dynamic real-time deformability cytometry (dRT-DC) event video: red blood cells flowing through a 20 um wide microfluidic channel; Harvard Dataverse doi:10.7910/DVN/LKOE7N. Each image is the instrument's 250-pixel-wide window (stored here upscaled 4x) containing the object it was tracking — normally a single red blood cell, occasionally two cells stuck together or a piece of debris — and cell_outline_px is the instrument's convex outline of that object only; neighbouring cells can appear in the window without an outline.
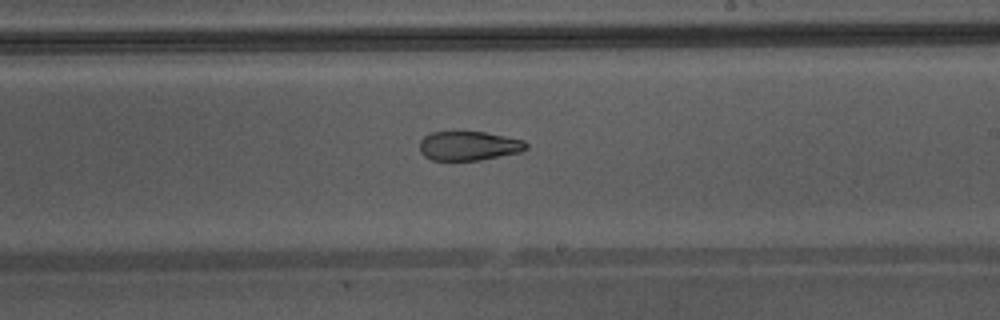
{"species": "Egyptian fruit bat (a non-hibernating species)", "species_latin": "Rousettus aegyptiacus", "temperature_condition": "warm", "stored_images_in_passage": 30, "camera_frame_rate_fps": 3000, "um_per_image_px": 0.085, "animal": {"sex": "male"}, "frame": {"image": 1, "passage_image": 14, "time_ms": 4.333, "image_size_px": [1000, 320], "cell_outline_px": [[528, 148], [520, 152], [480, 160], [432, 160], [424, 156], [420, 152], [420, 140], [424, 136], [432, 132], [484, 132], [524, 140], [528, 144]], "centroid_in_image_um": [39.84, 12.4], "position_along_channel_um": 249.2, "area_um2": 18.09}}